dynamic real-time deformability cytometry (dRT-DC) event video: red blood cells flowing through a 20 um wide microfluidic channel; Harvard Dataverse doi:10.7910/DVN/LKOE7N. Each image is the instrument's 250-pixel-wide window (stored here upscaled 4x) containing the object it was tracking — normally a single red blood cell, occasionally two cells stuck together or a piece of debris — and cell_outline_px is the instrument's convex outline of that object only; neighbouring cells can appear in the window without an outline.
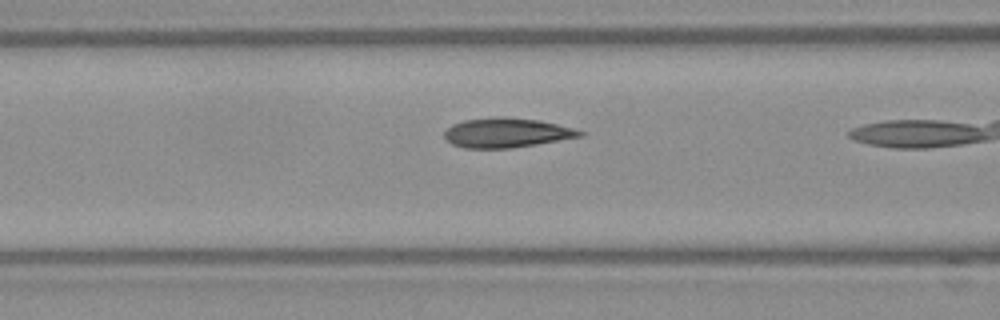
{"species": "Egyptian fruit bat (a non-hibernating species)", "species_latin": "Rousettus aegyptiacus", "temperature_condition": "warm", "stored_images_in_passage": 11, "camera_frame_rate_fps": 3000, "um_per_image_px": 0.085, "frame": {"image": 1, "passage_image": 10, "time_ms": 3.0, "image_size_px": [1000, 320], "cell_outline_px": [[584, 136], [512, 148], [464, 148], [452, 144], [444, 136], [444, 132], [452, 124], [464, 120], [492, 116], [504, 116], [540, 120], [572, 128], [584, 132]], "centroid_in_image_um": [43.04, 11.27], "position_along_channel_um": 123.6, "area_um2": 23.41}}